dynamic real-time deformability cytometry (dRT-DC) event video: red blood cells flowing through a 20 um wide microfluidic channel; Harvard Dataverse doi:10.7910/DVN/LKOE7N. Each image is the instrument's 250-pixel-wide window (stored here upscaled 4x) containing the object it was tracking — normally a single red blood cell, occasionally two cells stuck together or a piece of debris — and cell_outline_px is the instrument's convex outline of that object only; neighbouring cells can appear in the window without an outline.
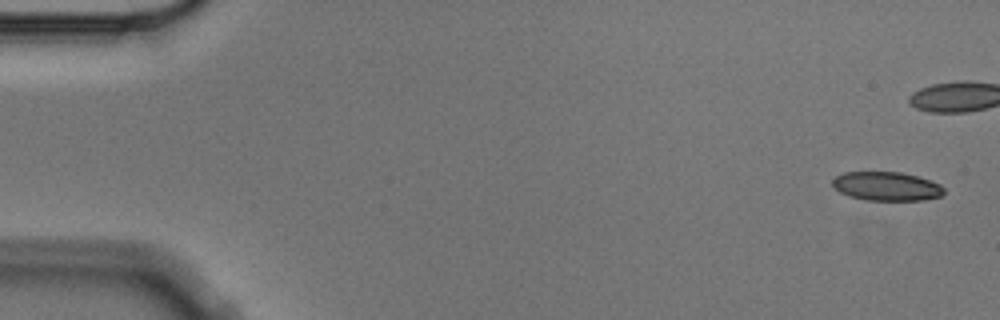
{"species": "Egyptian fruit bat (a non-hibernating species)", "species_latin": "Rousettus aegyptiacus", "temperature_condition": "cold", "stored_images_in_passage": 5, "camera_frame_rate_fps": 3000, "um_per_image_px": 0.085, "animal": {"sex": "male"}, "frame": {"image": 1, "passage_image": 1, "time_ms": 0.0, "image_size_px": [1000, 320], "cell_outline_px": [[944, 192], [940, 196], [924, 200], [864, 200], [848, 196], [840, 192], [832, 184], [832, 180], [836, 176], [844, 172], [900, 172], [916, 176], [940, 184], [944, 188]], "centroid_in_image_um": [75.34, 15.84], "position_along_channel_um": 9.7, "area_um2": 18.67}}